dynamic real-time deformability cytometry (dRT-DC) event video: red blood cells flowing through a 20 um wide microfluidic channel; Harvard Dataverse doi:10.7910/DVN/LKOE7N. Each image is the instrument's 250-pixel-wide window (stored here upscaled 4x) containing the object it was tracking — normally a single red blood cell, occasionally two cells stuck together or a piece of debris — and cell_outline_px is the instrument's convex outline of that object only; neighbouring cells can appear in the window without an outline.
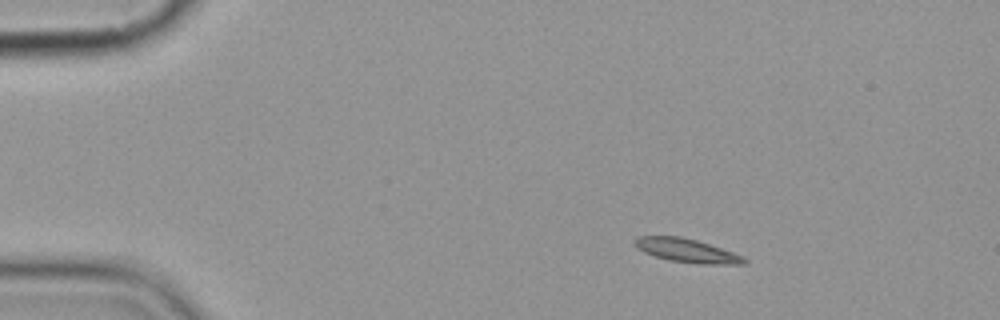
{"species": "common noctule bat (a hibernating species)", "species_latin": "Nyctalus noctula", "temperature_condition": "cold", "stored_images_in_passage": 9, "camera_frame_rate_fps": 3000, "um_per_image_px": 0.085, "animal": {"sex": "female", "body_mass_g": 19.9}, "frame": {"image": 1, "passage_image": 1, "time_ms": 0.0, "image_size_px": [1000, 320], "cell_outline_px": [[748, 260], [744, 264], [700, 264], [668, 260], [644, 252], [636, 248], [632, 244], [632, 240], [636, 236], [680, 236], [696, 240], [744, 256]], "centroid_in_image_um": [58.33, 21.29], "position_along_channel_um": 26.7, "area_um2": 15.14}}
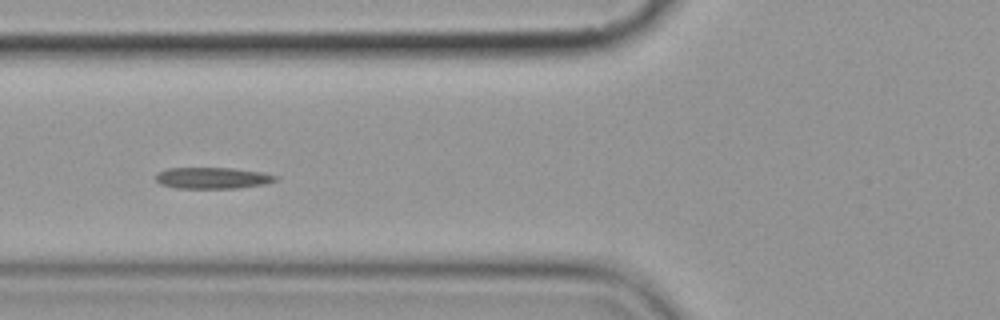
{"frame": {"image": 2, "passage_image": 4, "time_ms": 4.333, "image_size_px": [1000, 320], "cell_outline_px": [[280, 176], [276, 180], [268, 184], [236, 188], [176, 188], [160, 184], [156, 180], [156, 172], [168, 168], [232, 168], [264, 172]], "centroid_in_image_um": [18.1, 15.13], "position_along_channel_um": 107.7, "area_um2": 15.09}}
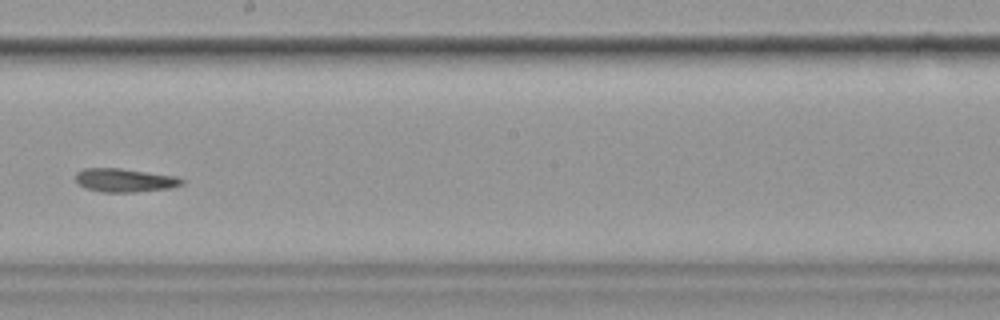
{"frame": {"image": 3, "passage_image": 7, "time_ms": 8.0, "image_size_px": [1000, 320], "cell_outline_px": [[184, 184], [172, 188], [136, 192], [104, 192], [84, 188], [76, 184], [76, 172], [84, 168], [120, 168], [176, 176], [184, 180]], "centroid_in_image_um": [10.59, 15.32], "position_along_channel_um": 237.6, "area_um2": 14.74}}